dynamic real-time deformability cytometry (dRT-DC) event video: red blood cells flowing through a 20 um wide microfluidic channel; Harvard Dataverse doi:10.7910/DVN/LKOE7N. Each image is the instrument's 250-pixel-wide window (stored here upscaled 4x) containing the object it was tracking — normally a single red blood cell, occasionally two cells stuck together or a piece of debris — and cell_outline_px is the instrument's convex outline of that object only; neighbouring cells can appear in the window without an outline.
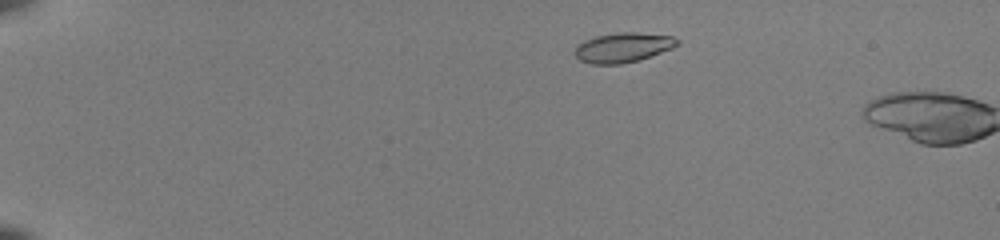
{"species": "common noctule bat (a hibernating species)", "species_latin": "Nyctalus noctula", "temperature_condition": "room temperature", "stored_images_in_passage": 8, "camera_frame_rate_fps": 3000, "um_per_image_px": 0.085, "animal": {"sex": "female", "body_mass_g": 22.0, "forearm_length_mm": 56.7}, "frame": {"image": 1, "passage_image": 7, "time_ms": 2.0, "image_size_px": [1000, 240], "cell_outline_px": [[680, 44], [672, 48], [636, 60], [620, 64], [592, 64], [580, 60], [576, 56], [576, 48], [584, 40], [596, 36], [620, 32], [636, 32], [672, 36], [680, 40]], "centroid_in_image_um": [52.98, 4.02], "position_along_channel_um": 32.0, "area_um2": 17.4}}